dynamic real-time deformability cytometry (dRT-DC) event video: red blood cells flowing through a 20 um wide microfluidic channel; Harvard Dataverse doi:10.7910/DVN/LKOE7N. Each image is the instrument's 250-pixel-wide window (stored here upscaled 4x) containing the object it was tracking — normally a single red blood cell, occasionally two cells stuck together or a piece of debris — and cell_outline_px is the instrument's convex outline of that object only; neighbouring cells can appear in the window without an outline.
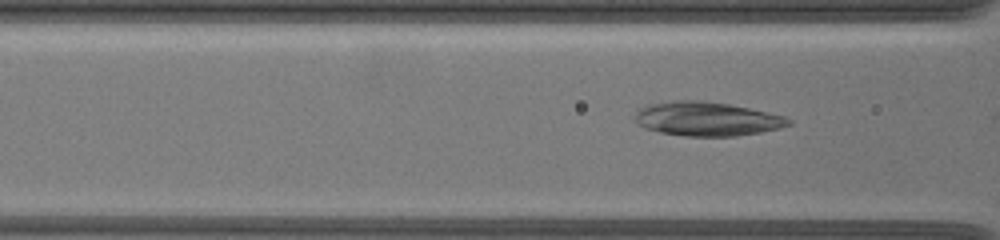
{"species": "common noctule bat (a hibernating species)", "species_latin": "Nyctalus noctula", "temperature_condition": "warm", "stored_images_in_passage": 7, "camera_frame_rate_fps": 3000, "um_per_image_px": 0.085, "animal": {"sex": "female", "body_mass_g": 19.5, "forearm_length_mm": 54.1}, "frame": {"image": 1, "passage_image": 5, "time_ms": 1.0, "image_size_px": [1000, 240], "cell_outline_px": [[792, 124], [780, 128], [760, 132], [736, 136], [684, 136], [660, 132], [644, 128], [636, 120], [636, 112], [640, 108], [652, 104], [680, 100], [696, 100], [728, 104], [748, 108], [784, 116], [792, 120]], "centroid_in_image_um": [60.11, 10.12], "position_along_channel_um": 106.5, "area_um2": 30.06}}